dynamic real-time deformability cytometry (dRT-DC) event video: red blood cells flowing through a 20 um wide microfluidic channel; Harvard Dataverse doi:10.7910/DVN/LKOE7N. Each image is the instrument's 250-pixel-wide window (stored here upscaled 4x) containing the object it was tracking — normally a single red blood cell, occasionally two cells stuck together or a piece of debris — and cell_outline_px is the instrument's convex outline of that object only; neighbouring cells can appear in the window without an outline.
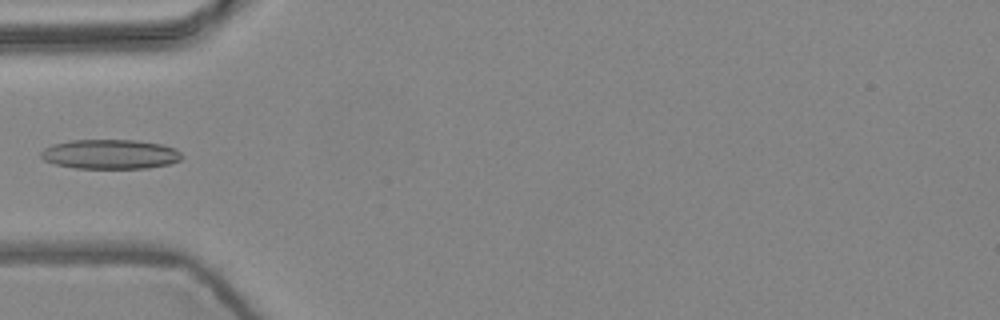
{"species": "common noctule bat (a hibernating species)", "species_latin": "Nyctalus noctula", "temperature_condition": "warm", "stored_images_in_passage": 5, "camera_frame_rate_fps": 3000, "um_per_image_px": 0.085, "animal": {"sex": "female", "body_mass_g": 24.6, "forearm_length_mm": 56.2}, "frame": {"image": 1, "passage_image": 5, "time_ms": 1.333, "image_size_px": [1000, 320], "cell_outline_px": [[184, 156], [180, 160], [168, 164], [148, 168], [76, 168], [56, 164], [44, 160], [40, 156], [40, 152], [44, 148], [52, 144], [72, 140], [136, 140], [160, 144], [172, 148], [180, 152]], "centroid_in_image_um": [9.34, 13.1], "position_along_channel_um": 75.7, "area_um2": 24.16}}